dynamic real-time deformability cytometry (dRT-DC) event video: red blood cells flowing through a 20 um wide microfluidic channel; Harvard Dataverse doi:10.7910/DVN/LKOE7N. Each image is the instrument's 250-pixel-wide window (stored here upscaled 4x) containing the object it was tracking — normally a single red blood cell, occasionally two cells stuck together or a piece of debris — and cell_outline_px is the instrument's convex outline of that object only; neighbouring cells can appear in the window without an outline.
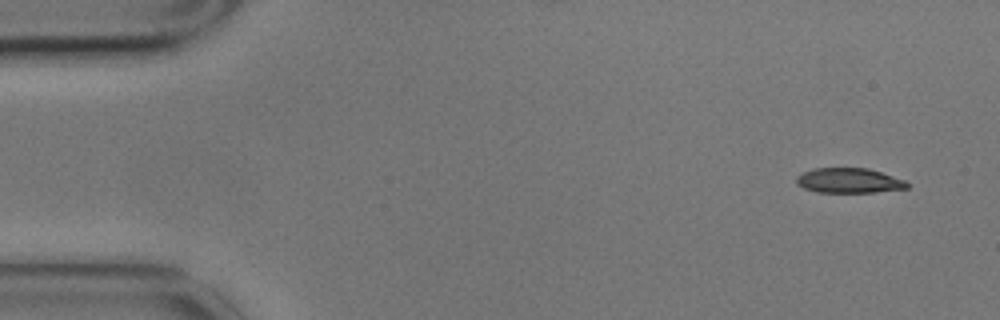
{"species": "common noctule bat (a hibernating species)", "species_latin": "Nyctalus noctula", "temperature_condition": "cold", "stored_images_in_passage": 5, "camera_frame_rate_fps": 3000, "um_per_image_px": 0.085, "animal": {"sex": "male", "body_mass_g": 17.9}, "frame": {"image": 1, "passage_image": 1, "time_ms": 0.0, "image_size_px": [1000, 320], "cell_outline_px": [[908, 188], [876, 192], [816, 192], [804, 188], [796, 184], [796, 176], [812, 168], [868, 168], [904, 180], [908, 184]], "centroid_in_image_um": [72.12, 15.35], "position_along_channel_um": 12.9, "area_um2": 16.01}}
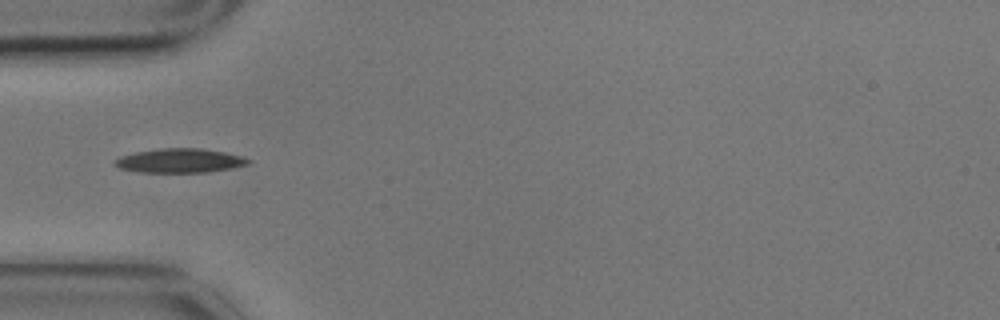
{"frame": {"image": 2, "passage_image": 5, "time_ms": 1.333, "image_size_px": [1000, 320], "cell_outline_px": [[252, 160], [248, 164], [232, 168], [208, 172], [144, 172], [120, 168], [112, 164], [112, 160], [120, 156], [136, 152], [160, 148], [200, 148], [224, 152], [240, 156]], "centroid_in_image_um": [15.26, 13.65], "position_along_channel_um": 69.7, "area_um2": 18.73}}